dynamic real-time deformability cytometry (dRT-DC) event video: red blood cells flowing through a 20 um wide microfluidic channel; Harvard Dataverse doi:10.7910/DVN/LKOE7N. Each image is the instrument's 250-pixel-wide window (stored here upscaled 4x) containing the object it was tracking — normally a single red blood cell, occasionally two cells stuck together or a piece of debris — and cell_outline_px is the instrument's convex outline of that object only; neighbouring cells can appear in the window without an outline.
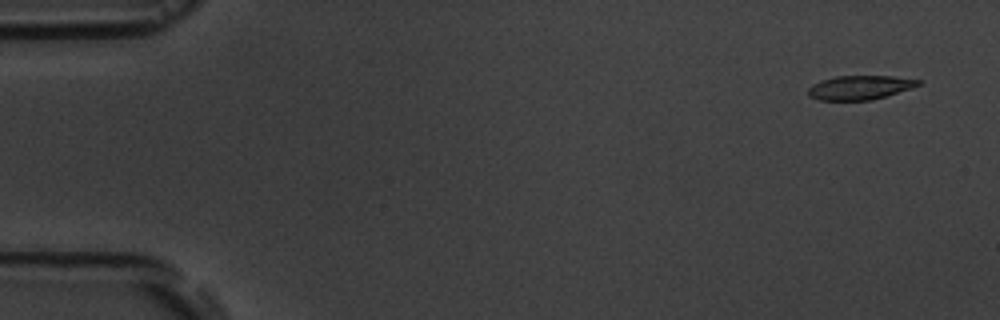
{"species": "common noctule bat (a hibernating species)", "species_latin": "Nyctalus noctula", "temperature_condition": "room temperature", "stored_images_in_passage": 5, "camera_frame_rate_fps": 3000, "um_per_image_px": 0.085, "animal": {"sex": "male", "body_mass_g": 19.5, "forearm_length_mm": 54.6}, "frame": {"image": 1, "passage_image": 1, "time_ms": 0.0, "image_size_px": [1000, 320], "cell_outline_px": [[920, 84], [912, 88], [872, 100], [820, 100], [808, 96], [808, 88], [812, 84], [820, 80], [836, 76], [892, 76], [920, 80]], "centroid_in_image_um": [73.05, 7.44], "position_along_channel_um": 12.0, "area_um2": 15.43}}
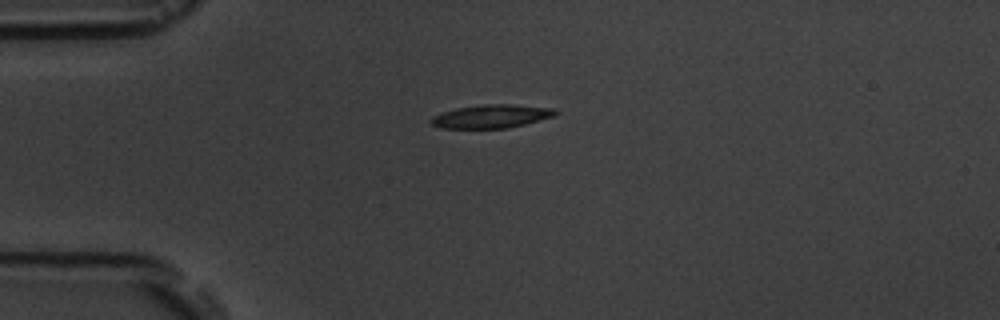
{"frame": {"image": 2, "passage_image": 4, "time_ms": 3.667, "image_size_px": [1000, 320], "cell_outline_px": [[560, 112], [552, 116], [524, 124], [508, 128], [440, 128], [432, 124], [432, 116], [440, 112], [456, 108], [484, 104], [512, 104], [552, 108]], "centroid_in_image_um": [41.74, 9.88], "position_along_channel_um": 43.3, "area_um2": 16.82}}